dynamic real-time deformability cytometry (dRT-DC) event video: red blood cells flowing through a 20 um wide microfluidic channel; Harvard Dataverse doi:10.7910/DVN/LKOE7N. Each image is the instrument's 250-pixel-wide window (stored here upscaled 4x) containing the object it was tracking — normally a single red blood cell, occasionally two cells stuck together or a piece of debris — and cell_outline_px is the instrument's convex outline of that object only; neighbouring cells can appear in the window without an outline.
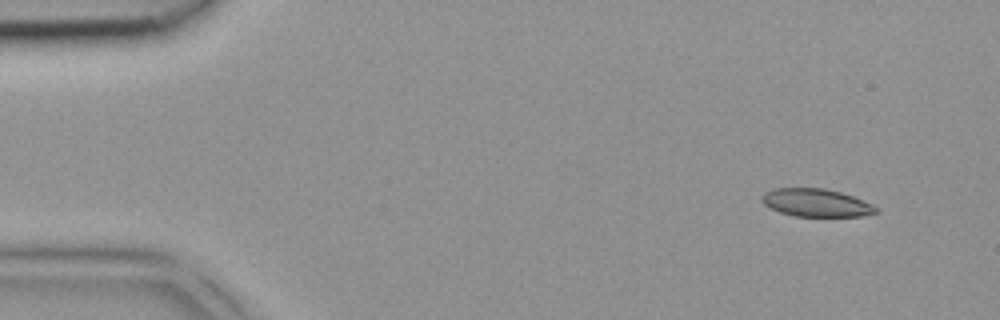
{"species": "common noctule bat (a hibernating species)", "species_latin": "Nyctalus noctula", "temperature_condition": "room temperature", "stored_images_in_passage": 5, "camera_frame_rate_fps": 3000, "um_per_image_px": 0.085, "animal": {"sex": "female", "body_mass_g": 18.4}, "frame": {"image": 1, "passage_image": 1, "time_ms": 0.0, "image_size_px": [1000, 320], "cell_outline_px": [[880, 212], [864, 216], [796, 216], [780, 212], [764, 204], [760, 200], [760, 196], [764, 192], [772, 188], [824, 188], [840, 192], [864, 200], [872, 204]], "centroid_in_image_um": [69.36, 17.23], "position_along_channel_um": 15.6, "area_um2": 18.61}}
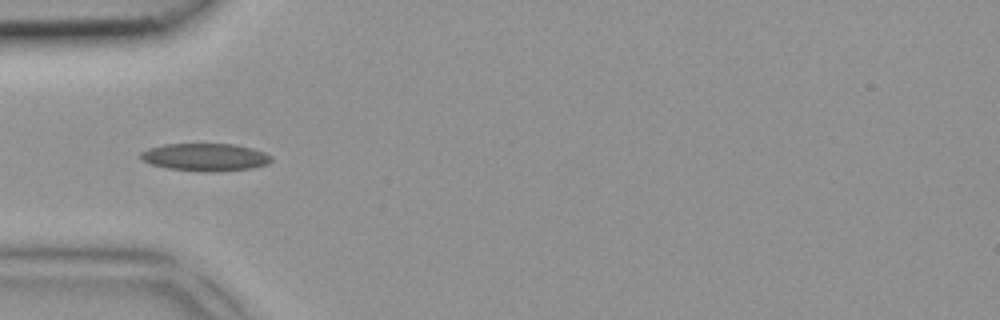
{"frame": {"image": 2, "passage_image": 4, "time_ms": 1.0, "image_size_px": [1000, 320], "cell_outline_px": [[272, 160], [268, 164], [252, 168], [212, 172], [204, 172], [168, 168], [152, 164], [140, 160], [140, 152], [148, 148], [164, 144], [232, 144], [252, 148], [264, 152], [272, 156]], "centroid_in_image_um": [17.44, 13.36], "position_along_channel_um": 67.6, "area_um2": 21.1}}